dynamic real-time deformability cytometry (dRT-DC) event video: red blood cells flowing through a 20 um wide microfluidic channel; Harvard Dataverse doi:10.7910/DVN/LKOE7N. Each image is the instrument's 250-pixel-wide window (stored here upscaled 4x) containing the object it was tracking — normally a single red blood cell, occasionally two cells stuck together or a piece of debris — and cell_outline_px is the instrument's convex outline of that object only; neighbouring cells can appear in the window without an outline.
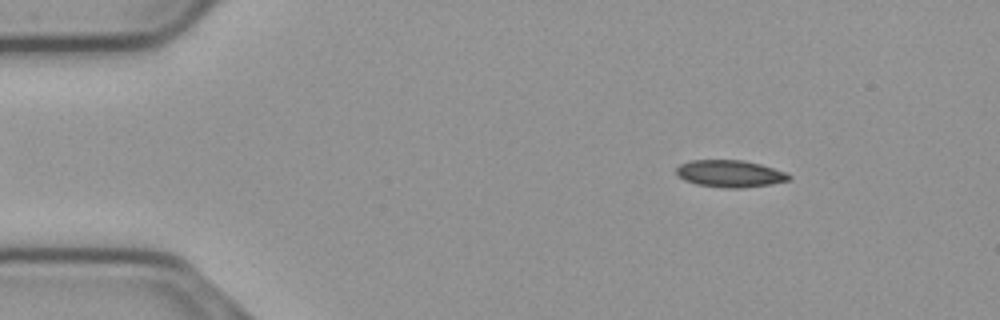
{"species": "common noctule bat (a hibernating species)", "species_latin": "Nyctalus noctula", "temperature_condition": "cold", "stored_images_in_passage": 54, "camera_frame_rate_fps": 3000, "um_per_image_px": 0.085, "animal": {"sex": "male", "body_mass_g": 23.1, "forearm_length_mm": 52.7}, "frame": {"image": 1, "passage_image": 7, "time_ms": 2.0, "image_size_px": [1000, 320], "cell_outline_px": [[792, 176], [788, 180], [772, 184], [740, 188], [724, 188], [696, 184], [684, 180], [676, 176], [676, 168], [680, 164], [692, 160], [740, 160], [760, 164], [784, 172]], "centroid_in_image_um": [62.0, 14.77], "position_along_channel_um": 23.0, "area_um2": 17.69}}
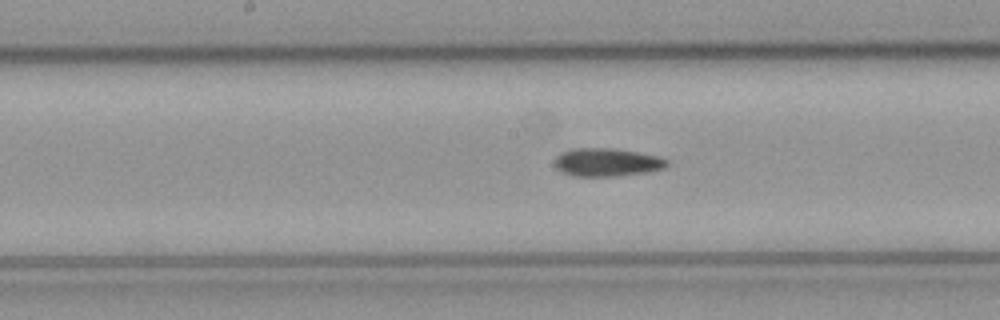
{"frame": {"image": 2, "passage_image": 27, "time_ms": 8.667, "image_size_px": [1000, 320], "cell_outline_px": [[668, 164], [664, 168], [652, 172], [616, 176], [572, 176], [556, 168], [556, 156], [560, 152], [572, 148], [612, 148], [660, 156], [668, 160]], "centroid_in_image_um": [51.62, 13.79], "position_along_channel_um": 196.6, "area_um2": 18.55}}
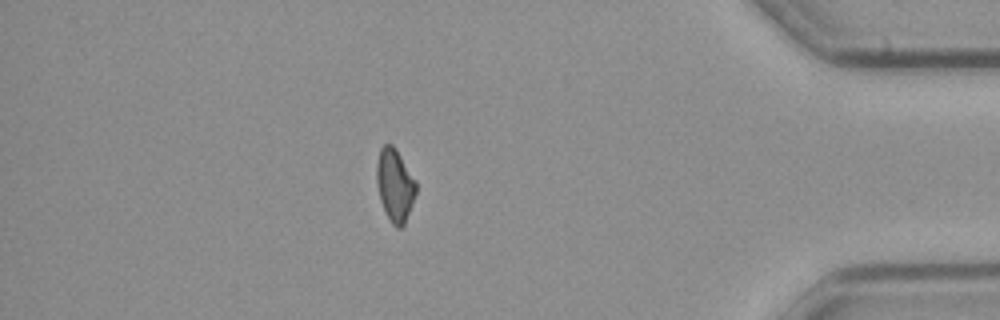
{"frame": {"image": 3, "passage_image": 47, "time_ms": 15.333, "image_size_px": [1000, 320], "cell_outline_px": [[416, 192], [412, 204], [404, 224], [400, 228], [396, 228], [392, 224], [380, 200], [376, 180], [376, 164], [380, 148], [384, 144], [392, 144], [396, 148], [416, 180]], "centroid_in_image_um": [33.56, 15.7], "position_along_channel_um": 401.6, "area_um2": 16.65}}